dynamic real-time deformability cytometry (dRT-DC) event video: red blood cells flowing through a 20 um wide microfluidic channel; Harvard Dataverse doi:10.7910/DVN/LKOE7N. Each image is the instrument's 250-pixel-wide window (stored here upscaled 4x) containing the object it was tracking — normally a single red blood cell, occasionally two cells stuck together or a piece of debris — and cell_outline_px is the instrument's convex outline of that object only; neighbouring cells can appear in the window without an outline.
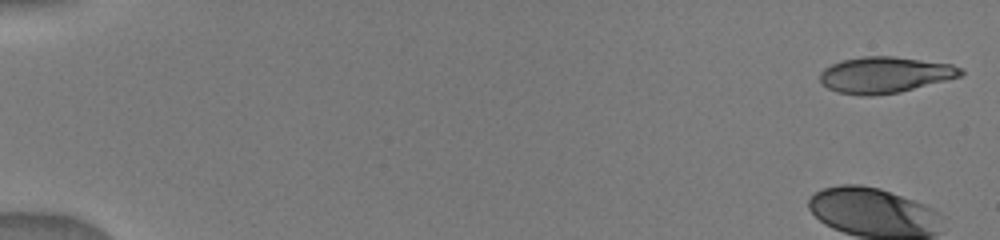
{"species": "human", "species_latin": "Homo sapiens", "temperature_condition": "warm", "stored_images_in_passage": 21, "camera_frame_rate_fps": 3000, "um_per_image_px": 0.085, "donor": {"sex": "male"}, "frame": {"image": 1, "passage_image": 1, "time_ms": 0.0, "image_size_px": [1000, 240], "cell_outline_px": [[964, 72], [960, 76], [900, 92], [872, 96], [860, 96], [836, 92], [828, 88], [820, 80], [820, 72], [824, 68], [840, 60], [860, 56], [896, 56], [952, 64], [964, 68]], "centroid_in_image_um": [75.2, 6.35], "position_along_channel_um": 9.8, "area_um2": 29.88}}